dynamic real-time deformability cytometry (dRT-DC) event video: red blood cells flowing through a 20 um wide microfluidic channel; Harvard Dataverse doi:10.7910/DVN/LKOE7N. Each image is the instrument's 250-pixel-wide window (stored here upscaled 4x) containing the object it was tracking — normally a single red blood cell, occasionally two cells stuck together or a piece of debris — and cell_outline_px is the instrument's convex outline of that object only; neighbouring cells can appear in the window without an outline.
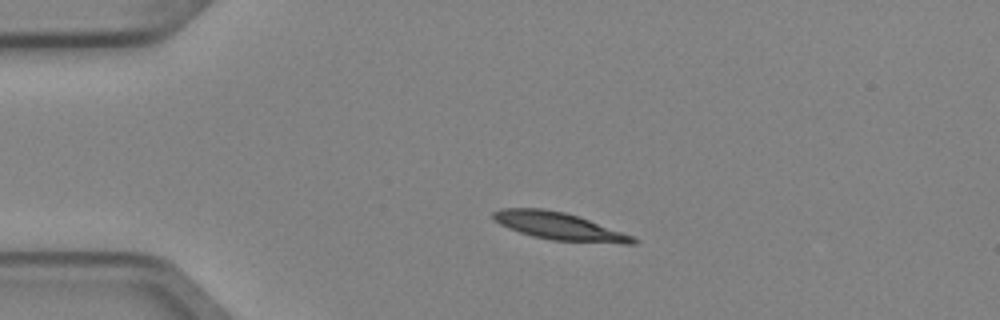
{"species": "Egyptian fruit bat (a non-hibernating species)", "species_latin": "Rousettus aegyptiacus", "temperature_condition": "cold", "stored_images_in_passage": 4, "segment_of_instrument_passage": [1, 2], "camera_frame_rate_fps": 3000, "um_per_image_px": 0.085, "animal": {"sex": "female"}, "frame": {"image": 1, "passage_image": 2, "time_ms": 0.333, "image_size_px": [1000, 320], "cell_outline_px": [[640, 240], [636, 244], [620, 244], [552, 240], [532, 236], [508, 228], [500, 224], [492, 216], [492, 212], [500, 208], [544, 208], [564, 212], [588, 220], [632, 236]], "centroid_in_image_um": [47.51, 19.23], "position_along_channel_um": 37.5, "area_um2": 22.2}}